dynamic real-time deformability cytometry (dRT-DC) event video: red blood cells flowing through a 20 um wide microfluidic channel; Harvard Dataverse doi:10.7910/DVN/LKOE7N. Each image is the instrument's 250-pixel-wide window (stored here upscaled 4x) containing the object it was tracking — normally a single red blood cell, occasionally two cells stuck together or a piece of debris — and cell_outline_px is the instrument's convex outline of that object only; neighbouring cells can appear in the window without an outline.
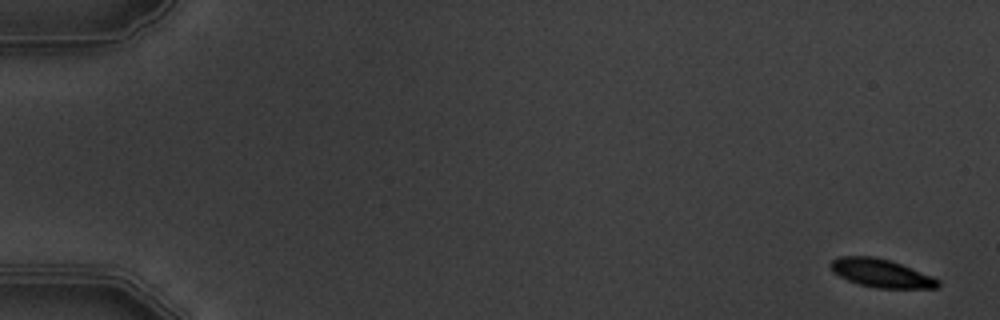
{"species": "common noctule bat (a hibernating species)", "species_latin": "Nyctalus noctula", "temperature_condition": "warm", "stored_images_in_passage": 7, "camera_frame_rate_fps": 3000, "um_per_image_px": 0.085, "animal": {"sex": "male", "body_mass_g": 19.5, "forearm_length_mm": 54.6}, "frame": {"image": 1, "passage_image": 1, "time_ms": 0.0, "image_size_px": [1000, 320], "cell_outline_px": [[940, 288], [876, 288], [860, 284], [848, 280], [832, 272], [828, 264], [832, 260], [840, 256], [872, 256], [892, 260], [932, 276], [940, 280]], "centroid_in_image_um": [74.9, 23.21], "position_along_channel_um": 10.1, "area_um2": 17.86}}